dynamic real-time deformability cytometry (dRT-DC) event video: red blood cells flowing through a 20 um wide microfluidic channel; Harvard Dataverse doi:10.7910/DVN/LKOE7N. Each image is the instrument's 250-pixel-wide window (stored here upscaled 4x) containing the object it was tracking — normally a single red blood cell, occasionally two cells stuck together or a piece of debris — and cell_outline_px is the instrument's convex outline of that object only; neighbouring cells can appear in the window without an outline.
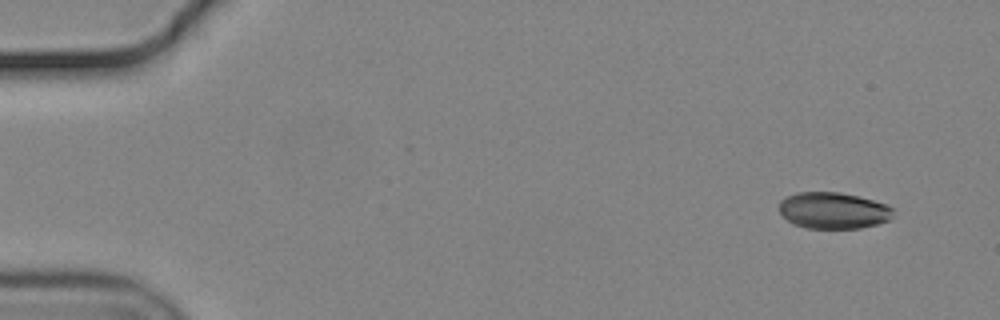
{"species": "common noctule bat (a hibernating species)", "species_latin": "Nyctalus noctula", "temperature_condition": "cold", "stored_images_in_passage": 54, "camera_frame_rate_fps": 3000, "um_per_image_px": 0.085, "animal": {"sex": "male", "body_mass_g": 19.2, "forearm_length_mm": 51.8}, "frame": {"image": 1, "passage_image": 3, "time_ms": 0.667, "image_size_px": [1000, 320], "cell_outline_px": [[892, 216], [888, 220], [876, 224], [860, 228], [808, 228], [792, 224], [780, 212], [780, 200], [796, 192], [840, 192], [860, 196], [888, 204], [892, 208]], "centroid_in_image_um": [70.84, 17.88], "position_along_channel_um": 14.2, "area_um2": 24.22}}
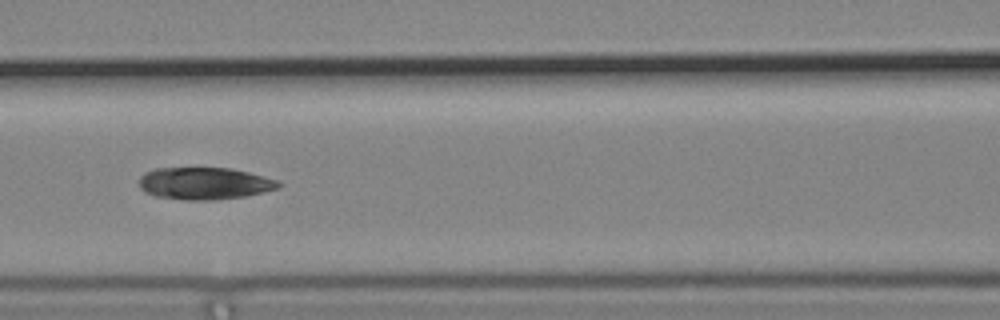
{"frame": {"image": 2, "passage_image": 24, "time_ms": 7.667, "image_size_px": [1000, 320], "cell_outline_px": [[284, 184], [280, 188], [264, 192], [244, 196], [208, 200], [188, 200], [156, 196], [144, 192], [140, 188], [140, 176], [144, 172], [156, 168], [232, 168], [248, 172], [276, 180]], "centroid_in_image_um": [17.38, 15.58], "position_along_channel_um": 149.2, "area_um2": 26.07}}
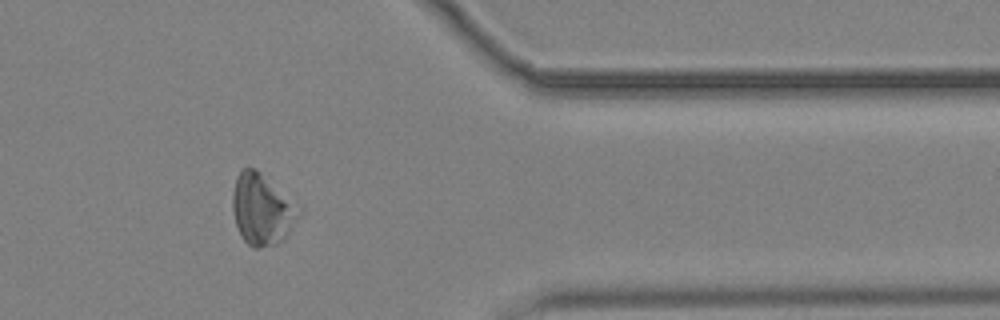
{"frame": {"image": 3, "passage_image": 45, "time_ms": 14.667, "image_size_px": [1000, 320], "cell_outline_px": [[300, 216], [284, 240], [276, 244], [256, 248], [252, 248], [244, 240], [236, 224], [232, 208], [232, 192], [236, 176], [244, 168], [256, 168], [300, 212]], "centroid_in_image_um": [22.21, 17.84], "position_along_channel_um": 389.2, "area_um2": 26.59}}